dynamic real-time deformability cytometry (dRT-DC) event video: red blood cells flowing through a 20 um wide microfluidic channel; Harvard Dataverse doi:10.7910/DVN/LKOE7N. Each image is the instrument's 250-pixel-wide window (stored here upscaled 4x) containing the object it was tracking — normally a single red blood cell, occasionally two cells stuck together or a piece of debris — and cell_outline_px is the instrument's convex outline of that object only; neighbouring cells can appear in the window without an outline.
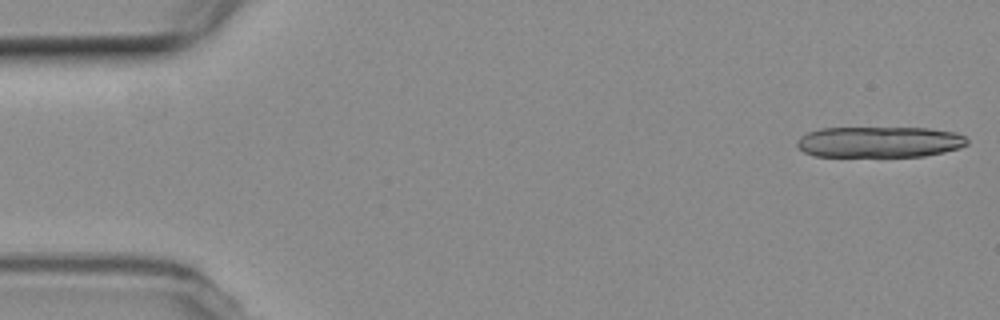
{"species": "common noctule bat (a hibernating species)", "species_latin": "Nyctalus noctula", "temperature_condition": "room temperature", "stored_images_in_passage": 16, "camera_frame_rate_fps": 3000, "um_per_image_px": 0.085, "animal": {"sex": "female", "body_mass_g": 19.3, "forearm_length_mm": 54.1}, "frame": {"image": 1, "passage_image": 1, "time_ms": 0.0, "image_size_px": [1000, 320], "cell_outline_px": [[968, 144], [960, 148], [944, 152], [924, 156], [816, 156], [804, 152], [796, 144], [796, 140], [800, 136], [808, 132], [820, 128], [928, 128], [956, 132], [964, 136], [968, 140]], "centroid_in_image_um": [74.76, 12.06], "position_along_channel_um": 10.2, "area_um2": 30.75}}